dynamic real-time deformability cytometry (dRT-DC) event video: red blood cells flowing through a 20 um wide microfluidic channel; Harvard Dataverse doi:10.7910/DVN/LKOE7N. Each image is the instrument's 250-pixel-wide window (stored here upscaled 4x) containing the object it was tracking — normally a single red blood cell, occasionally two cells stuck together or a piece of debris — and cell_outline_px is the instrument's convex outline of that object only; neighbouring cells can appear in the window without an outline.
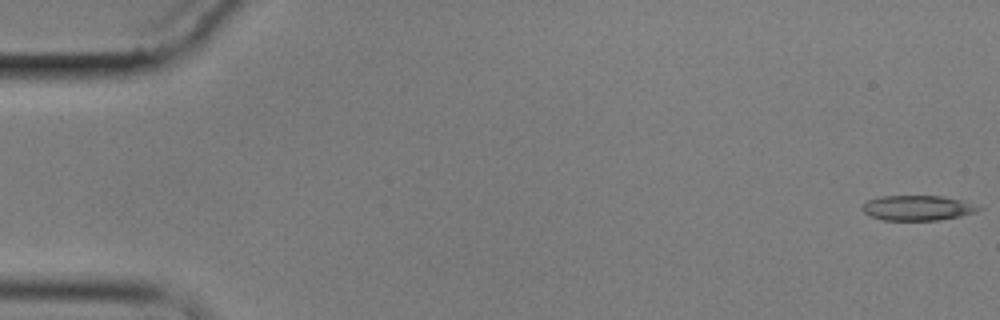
{"species": "common noctule bat (a hibernating species)", "species_latin": "Nyctalus noctula", "temperature_condition": "cold", "stored_images_in_passage": 6, "camera_frame_rate_fps": 3000, "um_per_image_px": 0.085, "animal": {"sex": "male", "body_mass_g": 17.9}, "frame": {"image": 1, "passage_image": 1, "time_ms": 0.0, "image_size_px": [1000, 320], "cell_outline_px": [[984, 208], [976, 212], [960, 216], [936, 220], [884, 220], [872, 216], [864, 212], [860, 208], [868, 200], [880, 196], [944, 196], [964, 200], [976, 204]], "centroid_in_image_um": [78.04, 17.66], "position_along_channel_um": 7.0, "area_um2": 17.05}}
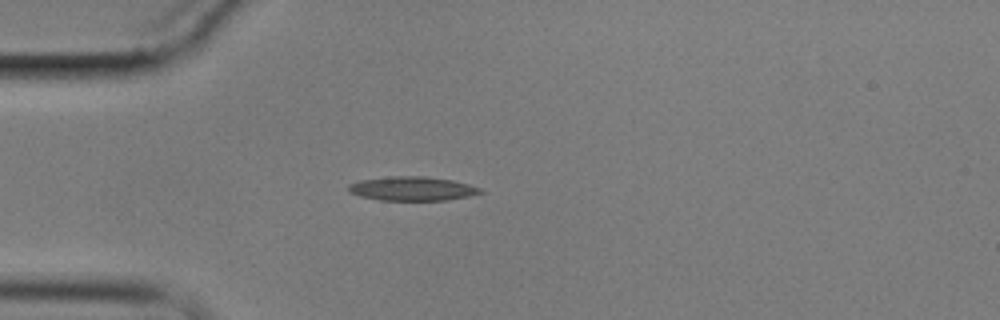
{"frame": {"image": 2, "passage_image": 5, "time_ms": 5.0, "image_size_px": [1000, 320], "cell_outline_px": [[484, 192], [468, 196], [448, 200], [380, 200], [360, 196], [348, 192], [348, 184], [360, 180], [388, 176], [428, 176], [452, 180], [468, 184], [480, 188]], "centroid_in_image_um": [35.02, 16.03], "position_along_channel_um": 50.0, "area_um2": 18.55}}